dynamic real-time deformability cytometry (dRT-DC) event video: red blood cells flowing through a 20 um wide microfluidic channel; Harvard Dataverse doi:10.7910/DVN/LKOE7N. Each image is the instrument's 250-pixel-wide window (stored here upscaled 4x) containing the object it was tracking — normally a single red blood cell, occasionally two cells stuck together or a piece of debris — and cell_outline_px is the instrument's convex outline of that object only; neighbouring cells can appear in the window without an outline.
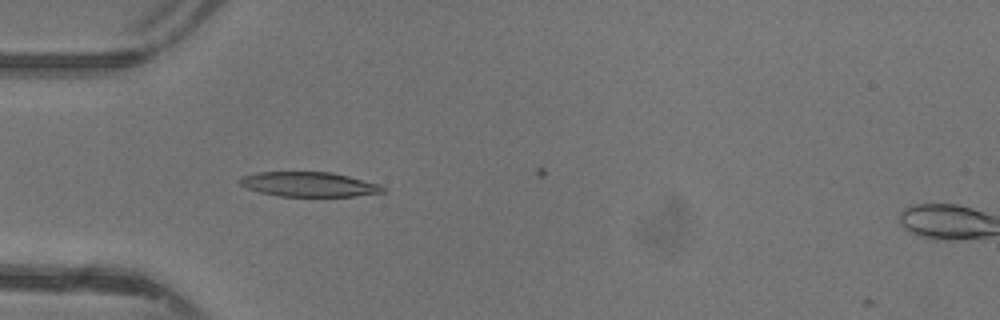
{"species": "common noctule bat (a hibernating species)", "species_latin": "Nyctalus noctula", "temperature_condition": "warm", "stored_images_in_passage": 7, "camera_frame_rate_fps": 3000, "um_per_image_px": 0.085, "animal": {"sex": "female"}, "frame": {"image": 1, "passage_image": 6, "time_ms": 1.667, "image_size_px": [1000, 320], "cell_outline_px": [[388, 192], [356, 196], [276, 196], [260, 192], [248, 188], [240, 184], [236, 180], [244, 176], [256, 172], [332, 172], [380, 184], [388, 188]], "centroid_in_image_um": [26.32, 15.67], "position_along_channel_um": 58.7, "area_um2": 20.75}}